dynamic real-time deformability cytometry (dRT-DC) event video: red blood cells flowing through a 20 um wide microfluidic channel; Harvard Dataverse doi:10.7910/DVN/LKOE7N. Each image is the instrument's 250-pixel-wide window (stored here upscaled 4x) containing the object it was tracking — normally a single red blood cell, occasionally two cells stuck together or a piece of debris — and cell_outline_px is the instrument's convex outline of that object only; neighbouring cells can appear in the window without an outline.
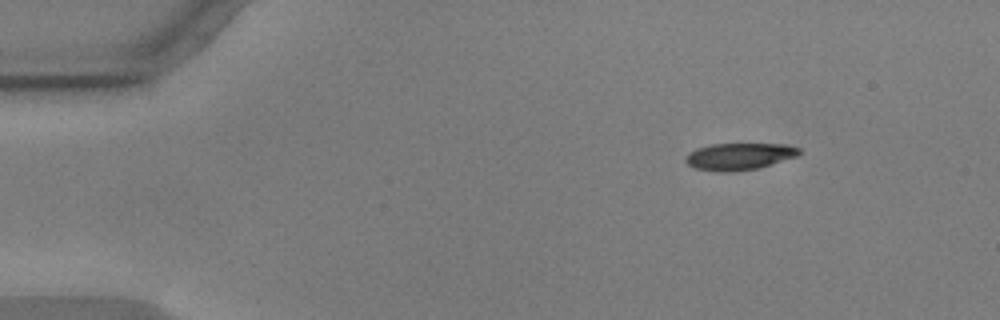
{"species": "common noctule bat (a hibernating species)", "species_latin": "Nyctalus noctula", "temperature_condition": "warm", "stored_images_in_passage": 16, "camera_frame_rate_fps": 3000, "um_per_image_px": 0.085, "animal": {"sex": "male", "body_mass_g": 17.9, "forearm_length_mm": 54.2}, "frame": {"image": 1, "passage_image": 7, "time_ms": 2.0, "image_size_px": [1000, 320], "cell_outline_px": [[800, 152], [796, 156], [756, 168], [728, 172], [720, 172], [692, 168], [684, 160], [684, 156], [688, 152], [696, 148], [712, 144], [788, 144], [800, 148]], "centroid_in_image_um": [62.76, 13.29], "position_along_channel_um": 22.2, "area_um2": 17.74}}